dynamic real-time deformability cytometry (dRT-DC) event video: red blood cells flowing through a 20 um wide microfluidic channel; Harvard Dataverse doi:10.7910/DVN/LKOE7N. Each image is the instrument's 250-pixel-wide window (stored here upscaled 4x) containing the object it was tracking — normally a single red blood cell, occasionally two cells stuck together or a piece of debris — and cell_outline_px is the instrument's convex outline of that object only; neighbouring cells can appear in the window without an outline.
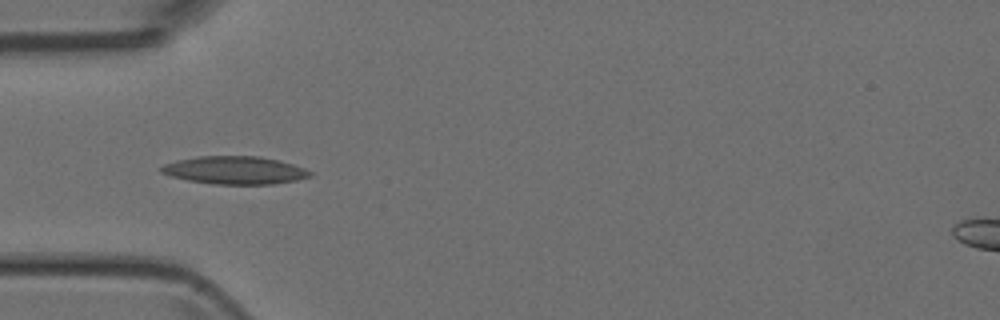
{"species": "Egyptian fruit bat (a non-hibernating species)", "species_latin": "Rousettus aegyptiacus", "temperature_condition": "room temperature", "stored_images_in_passage": 7, "camera_frame_rate_fps": 3000, "um_per_image_px": 0.085, "animal": {"sex": "female"}, "frame": {"image": 1, "passage_image": 5, "time_ms": 4.333, "image_size_px": [1000, 320], "cell_outline_px": [[312, 176], [296, 180], [272, 184], [212, 184], [188, 180], [172, 176], [160, 172], [160, 168], [164, 164], [176, 160], [196, 156], [260, 156], [280, 160], [304, 168], [312, 172]], "centroid_in_image_um": [19.96, 14.46], "position_along_channel_um": 65.0, "area_um2": 24.22}}
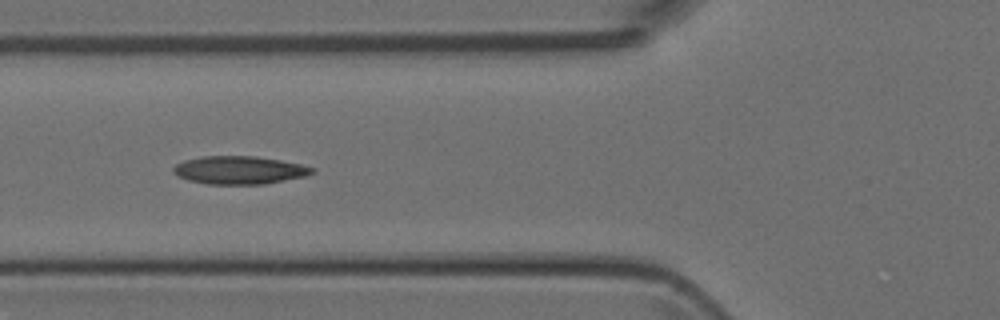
{"frame": {"image": 2, "passage_image": 6, "time_ms": 5.333, "image_size_px": [1000, 320], "cell_outline_px": [[316, 172], [304, 176], [264, 184], [208, 184], [188, 180], [176, 176], [172, 172], [172, 168], [176, 164], [184, 160], [204, 156], [256, 156], [280, 160], [300, 164], [316, 168]], "centroid_in_image_um": [20.32, 14.46], "position_along_channel_um": 105.5, "area_um2": 22.72}}
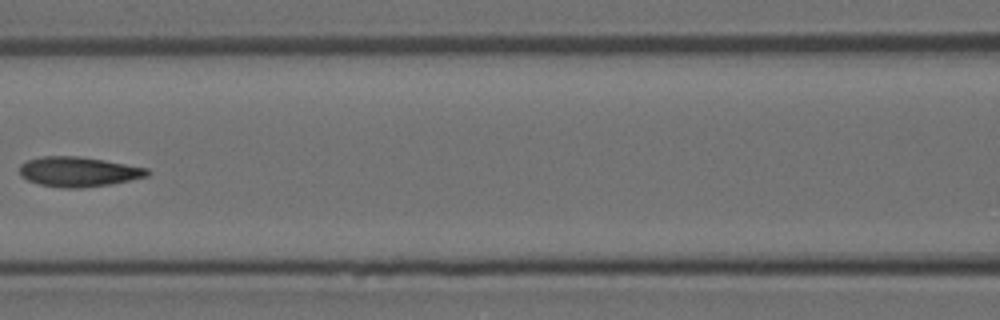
{"frame": {"image": 3, "passage_image": 7, "time_ms": 6.667, "image_size_px": [1000, 320], "cell_outline_px": [[152, 172], [148, 176], [112, 184], [80, 188], [64, 188], [40, 184], [28, 180], [20, 176], [20, 164], [28, 160], [44, 156], [80, 156], [104, 160], [148, 168]], "centroid_in_image_um": [6.7, 14.59], "position_along_channel_um": 159.9, "area_um2": 22.25}}